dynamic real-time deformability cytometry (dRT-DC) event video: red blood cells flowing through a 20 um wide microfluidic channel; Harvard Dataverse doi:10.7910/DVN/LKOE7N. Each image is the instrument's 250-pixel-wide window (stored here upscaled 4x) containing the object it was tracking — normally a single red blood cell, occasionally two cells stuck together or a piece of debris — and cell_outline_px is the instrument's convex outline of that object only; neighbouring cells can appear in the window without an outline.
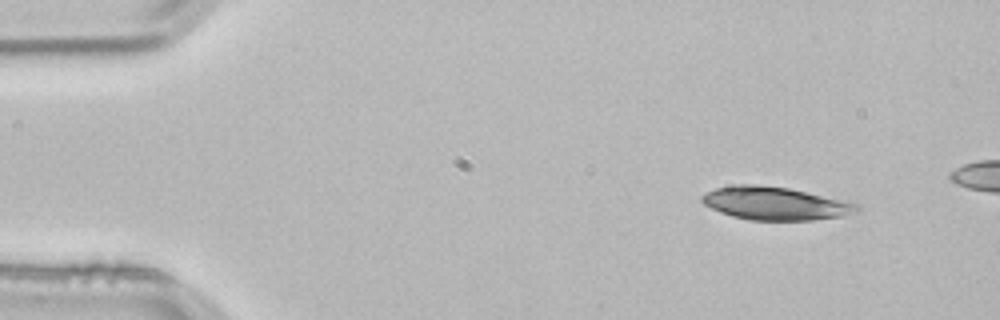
{"species": "common noctule bat (a hibernating species)", "species_latin": "Nyctalus noctula", "temperature_condition": "room temperature", "stored_images_in_passage": 3, "camera_frame_rate_fps": 3000, "um_per_image_px": 0.085, "animal": {"sex": "male", "body_mass_g": 21.5, "forearm_length_mm": 52.0}, "frame": {"image": 1, "passage_image": 1, "time_ms": 0.0, "image_size_px": [1000, 320], "cell_outline_px": [[860, 212], [844, 216], [812, 220], [748, 220], [732, 216], [720, 212], [704, 204], [700, 200], [700, 196], [716, 188], [740, 184], [756, 184], [788, 188], [860, 204]], "centroid_in_image_um": [65.91, 17.3], "position_along_channel_um": 19.1, "area_um2": 29.82}}